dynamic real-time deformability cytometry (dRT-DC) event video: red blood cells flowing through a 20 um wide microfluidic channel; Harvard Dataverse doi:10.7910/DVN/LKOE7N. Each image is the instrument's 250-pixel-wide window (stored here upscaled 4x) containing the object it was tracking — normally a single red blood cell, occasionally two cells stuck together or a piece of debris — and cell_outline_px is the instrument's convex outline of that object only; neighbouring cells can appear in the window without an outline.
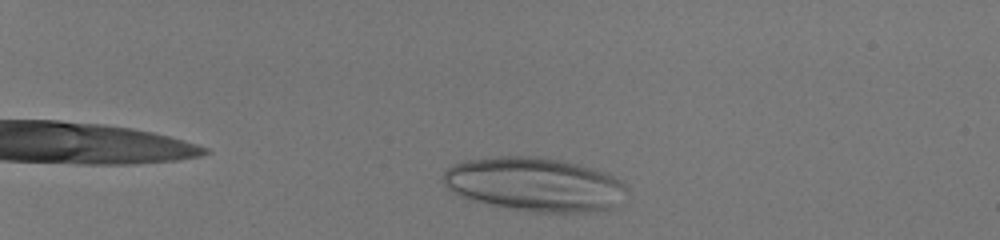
{"species": "human", "species_latin": "Homo sapiens", "temperature_condition": "room temperature", "stored_images_in_passage": 45, "camera_frame_rate_fps": 3000, "um_per_image_px": 0.085, "donor": {"sex": "male"}, "frame": {"image": 1, "passage_image": 4, "time_ms": 1.0, "image_size_px": [1000, 240], "cell_outline_px": [[624, 188], [616, 208], [584, 212], [532, 212], [508, 208], [472, 200], [460, 196], [448, 188], [444, 184], [444, 172], [448, 168], [464, 160], [496, 156], [540, 156], [564, 160], [580, 164], [608, 172], [624, 184]], "centroid_in_image_um": [45.44, 15.65], "position_along_channel_um": 39.6, "area_um2": 57.63}}
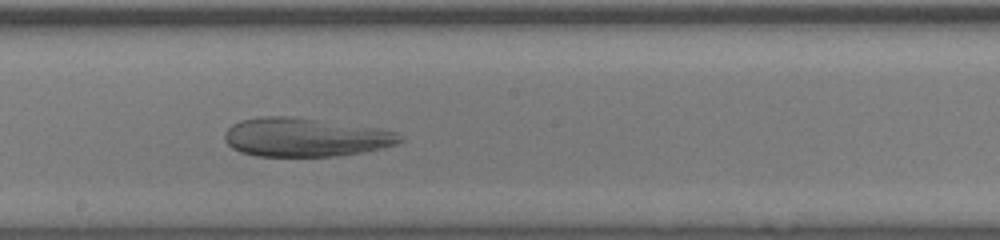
{"frame": {"image": 2, "passage_image": 26, "time_ms": 8.333, "image_size_px": [1000, 240], "cell_outline_px": [[404, 140], [396, 144], [384, 148], [364, 152], [336, 156], [256, 156], [240, 152], [232, 148], [224, 140], [224, 132], [232, 124], [240, 120], [260, 116], [288, 116], [376, 128], [396, 132], [404, 136]], "centroid_in_image_um": [25.92, 11.68], "position_along_channel_um": 222.3, "area_um2": 39.59}}
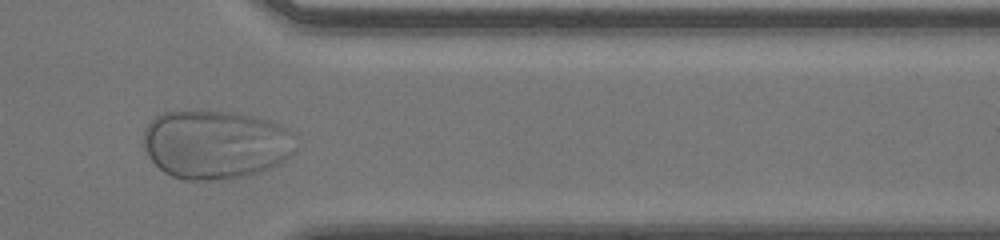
{"frame": {"image": 3, "passage_image": 39, "time_ms": 12.667, "image_size_px": [1000, 240], "cell_outline_px": [[296, 148], [280, 164], [260, 172], [244, 176], [224, 180], [184, 180], [172, 176], [164, 172], [148, 156], [144, 148], [144, 128], [160, 112], [232, 112], [256, 116], [280, 124], [288, 128], [296, 136]], "centroid_in_image_um": [18.35, 12.29], "position_along_channel_um": 393.0, "area_um2": 61.38}}